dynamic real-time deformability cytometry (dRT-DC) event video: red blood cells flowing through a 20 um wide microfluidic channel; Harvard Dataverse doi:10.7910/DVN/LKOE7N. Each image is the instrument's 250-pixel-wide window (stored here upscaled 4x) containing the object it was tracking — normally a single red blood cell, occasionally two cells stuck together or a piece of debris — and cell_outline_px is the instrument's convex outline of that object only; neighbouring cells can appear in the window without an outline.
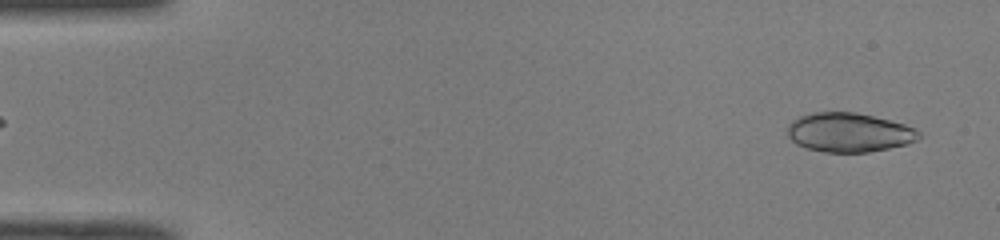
{"species": "common noctule bat (a hibernating species)", "species_latin": "Nyctalus noctula", "temperature_condition": "room temperature", "stored_images_in_passage": 45, "camera_frame_rate_fps": 3000, "um_per_image_px": 0.085, "animal": {"sex": "male", "body_mass_g": 19.0, "forearm_length_mm": 50.8}, "frame": {"image": 1, "passage_image": 2, "time_ms": 0.333, "image_size_px": [1000, 240], "cell_outline_px": [[920, 136], [916, 140], [908, 144], [868, 152], [824, 152], [808, 148], [796, 144], [788, 136], [788, 124], [792, 120], [800, 116], [812, 112], [856, 112], [904, 124], [916, 128], [920, 132]], "centroid_in_image_um": [72.16, 11.25], "position_along_channel_um": 12.8, "area_um2": 29.94}}